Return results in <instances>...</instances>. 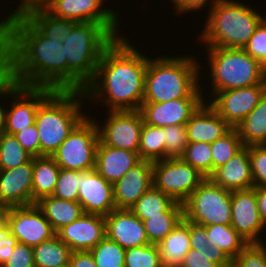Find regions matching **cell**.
<instances>
[{
	"mask_svg": "<svg viewBox=\"0 0 266 267\" xmlns=\"http://www.w3.org/2000/svg\"><path fill=\"white\" fill-rule=\"evenodd\" d=\"M236 129L244 146L263 145L265 143L266 93Z\"/></svg>",
	"mask_w": 266,
	"mask_h": 267,
	"instance_id": "cell-30",
	"label": "cell"
},
{
	"mask_svg": "<svg viewBox=\"0 0 266 267\" xmlns=\"http://www.w3.org/2000/svg\"><path fill=\"white\" fill-rule=\"evenodd\" d=\"M32 157H40V141L36 124L13 135Z\"/></svg>",
	"mask_w": 266,
	"mask_h": 267,
	"instance_id": "cell-49",
	"label": "cell"
},
{
	"mask_svg": "<svg viewBox=\"0 0 266 267\" xmlns=\"http://www.w3.org/2000/svg\"><path fill=\"white\" fill-rule=\"evenodd\" d=\"M192 56L149 58L145 74L143 103H162L202 96L201 65Z\"/></svg>",
	"mask_w": 266,
	"mask_h": 267,
	"instance_id": "cell-4",
	"label": "cell"
},
{
	"mask_svg": "<svg viewBox=\"0 0 266 267\" xmlns=\"http://www.w3.org/2000/svg\"><path fill=\"white\" fill-rule=\"evenodd\" d=\"M1 267H36L33 248L18 242L12 255Z\"/></svg>",
	"mask_w": 266,
	"mask_h": 267,
	"instance_id": "cell-48",
	"label": "cell"
},
{
	"mask_svg": "<svg viewBox=\"0 0 266 267\" xmlns=\"http://www.w3.org/2000/svg\"><path fill=\"white\" fill-rule=\"evenodd\" d=\"M205 27L200 34L206 47L243 49L255 29L265 19L263 15L246 4L223 0L207 14Z\"/></svg>",
	"mask_w": 266,
	"mask_h": 267,
	"instance_id": "cell-6",
	"label": "cell"
},
{
	"mask_svg": "<svg viewBox=\"0 0 266 267\" xmlns=\"http://www.w3.org/2000/svg\"><path fill=\"white\" fill-rule=\"evenodd\" d=\"M138 155L140 159L152 162L165 159L164 129L162 127L143 123Z\"/></svg>",
	"mask_w": 266,
	"mask_h": 267,
	"instance_id": "cell-34",
	"label": "cell"
},
{
	"mask_svg": "<svg viewBox=\"0 0 266 267\" xmlns=\"http://www.w3.org/2000/svg\"><path fill=\"white\" fill-rule=\"evenodd\" d=\"M17 244L18 240L8 231L6 226L0 228V267L12 255Z\"/></svg>",
	"mask_w": 266,
	"mask_h": 267,
	"instance_id": "cell-52",
	"label": "cell"
},
{
	"mask_svg": "<svg viewBox=\"0 0 266 267\" xmlns=\"http://www.w3.org/2000/svg\"><path fill=\"white\" fill-rule=\"evenodd\" d=\"M60 267H71L70 263H67L66 265L60 266Z\"/></svg>",
	"mask_w": 266,
	"mask_h": 267,
	"instance_id": "cell-58",
	"label": "cell"
},
{
	"mask_svg": "<svg viewBox=\"0 0 266 267\" xmlns=\"http://www.w3.org/2000/svg\"><path fill=\"white\" fill-rule=\"evenodd\" d=\"M157 246L163 267H180L191 249L189 220L184 218Z\"/></svg>",
	"mask_w": 266,
	"mask_h": 267,
	"instance_id": "cell-26",
	"label": "cell"
},
{
	"mask_svg": "<svg viewBox=\"0 0 266 267\" xmlns=\"http://www.w3.org/2000/svg\"><path fill=\"white\" fill-rule=\"evenodd\" d=\"M165 140V159L181 157L188 145L186 125L163 127Z\"/></svg>",
	"mask_w": 266,
	"mask_h": 267,
	"instance_id": "cell-43",
	"label": "cell"
},
{
	"mask_svg": "<svg viewBox=\"0 0 266 267\" xmlns=\"http://www.w3.org/2000/svg\"><path fill=\"white\" fill-rule=\"evenodd\" d=\"M140 160L138 152L110 147L99 141L94 169L108 183L115 184Z\"/></svg>",
	"mask_w": 266,
	"mask_h": 267,
	"instance_id": "cell-25",
	"label": "cell"
},
{
	"mask_svg": "<svg viewBox=\"0 0 266 267\" xmlns=\"http://www.w3.org/2000/svg\"><path fill=\"white\" fill-rule=\"evenodd\" d=\"M69 263L71 267H97L90 251L72 252Z\"/></svg>",
	"mask_w": 266,
	"mask_h": 267,
	"instance_id": "cell-54",
	"label": "cell"
},
{
	"mask_svg": "<svg viewBox=\"0 0 266 267\" xmlns=\"http://www.w3.org/2000/svg\"><path fill=\"white\" fill-rule=\"evenodd\" d=\"M120 23L78 22L62 43L68 62V91H84L93 80L105 49L117 38Z\"/></svg>",
	"mask_w": 266,
	"mask_h": 267,
	"instance_id": "cell-3",
	"label": "cell"
},
{
	"mask_svg": "<svg viewBox=\"0 0 266 267\" xmlns=\"http://www.w3.org/2000/svg\"><path fill=\"white\" fill-rule=\"evenodd\" d=\"M265 244H248L232 261V267H266Z\"/></svg>",
	"mask_w": 266,
	"mask_h": 267,
	"instance_id": "cell-45",
	"label": "cell"
},
{
	"mask_svg": "<svg viewBox=\"0 0 266 267\" xmlns=\"http://www.w3.org/2000/svg\"><path fill=\"white\" fill-rule=\"evenodd\" d=\"M13 82L12 20H0V83Z\"/></svg>",
	"mask_w": 266,
	"mask_h": 267,
	"instance_id": "cell-37",
	"label": "cell"
},
{
	"mask_svg": "<svg viewBox=\"0 0 266 267\" xmlns=\"http://www.w3.org/2000/svg\"><path fill=\"white\" fill-rule=\"evenodd\" d=\"M72 250L56 235L33 247L36 267H60L70 261Z\"/></svg>",
	"mask_w": 266,
	"mask_h": 267,
	"instance_id": "cell-32",
	"label": "cell"
},
{
	"mask_svg": "<svg viewBox=\"0 0 266 267\" xmlns=\"http://www.w3.org/2000/svg\"><path fill=\"white\" fill-rule=\"evenodd\" d=\"M181 158L196 168L206 178L212 175V149L211 143H188Z\"/></svg>",
	"mask_w": 266,
	"mask_h": 267,
	"instance_id": "cell-41",
	"label": "cell"
},
{
	"mask_svg": "<svg viewBox=\"0 0 266 267\" xmlns=\"http://www.w3.org/2000/svg\"><path fill=\"white\" fill-rule=\"evenodd\" d=\"M85 99L82 91H53L39 105L35 124L39 133L40 156H52L87 116L81 110Z\"/></svg>",
	"mask_w": 266,
	"mask_h": 267,
	"instance_id": "cell-5",
	"label": "cell"
},
{
	"mask_svg": "<svg viewBox=\"0 0 266 267\" xmlns=\"http://www.w3.org/2000/svg\"><path fill=\"white\" fill-rule=\"evenodd\" d=\"M208 51L211 90L217 92L266 84V67L244 49L206 47Z\"/></svg>",
	"mask_w": 266,
	"mask_h": 267,
	"instance_id": "cell-7",
	"label": "cell"
},
{
	"mask_svg": "<svg viewBox=\"0 0 266 267\" xmlns=\"http://www.w3.org/2000/svg\"><path fill=\"white\" fill-rule=\"evenodd\" d=\"M125 251L117 242L105 237L90 253L97 267H124Z\"/></svg>",
	"mask_w": 266,
	"mask_h": 267,
	"instance_id": "cell-40",
	"label": "cell"
},
{
	"mask_svg": "<svg viewBox=\"0 0 266 267\" xmlns=\"http://www.w3.org/2000/svg\"><path fill=\"white\" fill-rule=\"evenodd\" d=\"M54 1L55 0H22L18 5L19 7L7 17L11 20L25 18L32 12L47 10Z\"/></svg>",
	"mask_w": 266,
	"mask_h": 267,
	"instance_id": "cell-50",
	"label": "cell"
},
{
	"mask_svg": "<svg viewBox=\"0 0 266 267\" xmlns=\"http://www.w3.org/2000/svg\"><path fill=\"white\" fill-rule=\"evenodd\" d=\"M31 159L32 156L13 135L6 133L0 135V170L14 169Z\"/></svg>",
	"mask_w": 266,
	"mask_h": 267,
	"instance_id": "cell-38",
	"label": "cell"
},
{
	"mask_svg": "<svg viewBox=\"0 0 266 267\" xmlns=\"http://www.w3.org/2000/svg\"><path fill=\"white\" fill-rule=\"evenodd\" d=\"M5 226L19 243L32 248L56 235L51 224L36 204L8 208Z\"/></svg>",
	"mask_w": 266,
	"mask_h": 267,
	"instance_id": "cell-12",
	"label": "cell"
},
{
	"mask_svg": "<svg viewBox=\"0 0 266 267\" xmlns=\"http://www.w3.org/2000/svg\"><path fill=\"white\" fill-rule=\"evenodd\" d=\"M212 246H217L233 261L249 244L231 225L213 224L205 226Z\"/></svg>",
	"mask_w": 266,
	"mask_h": 267,
	"instance_id": "cell-31",
	"label": "cell"
},
{
	"mask_svg": "<svg viewBox=\"0 0 266 267\" xmlns=\"http://www.w3.org/2000/svg\"><path fill=\"white\" fill-rule=\"evenodd\" d=\"M244 145L236 128H233L224 137L211 143L212 174L216 169L227 163Z\"/></svg>",
	"mask_w": 266,
	"mask_h": 267,
	"instance_id": "cell-39",
	"label": "cell"
},
{
	"mask_svg": "<svg viewBox=\"0 0 266 267\" xmlns=\"http://www.w3.org/2000/svg\"><path fill=\"white\" fill-rule=\"evenodd\" d=\"M105 0H55L47 11L55 17L76 22L120 23L119 13L108 7Z\"/></svg>",
	"mask_w": 266,
	"mask_h": 267,
	"instance_id": "cell-22",
	"label": "cell"
},
{
	"mask_svg": "<svg viewBox=\"0 0 266 267\" xmlns=\"http://www.w3.org/2000/svg\"><path fill=\"white\" fill-rule=\"evenodd\" d=\"M205 97H187L162 103H142L139 111L144 123L155 127L186 125L205 102Z\"/></svg>",
	"mask_w": 266,
	"mask_h": 267,
	"instance_id": "cell-16",
	"label": "cell"
},
{
	"mask_svg": "<svg viewBox=\"0 0 266 267\" xmlns=\"http://www.w3.org/2000/svg\"><path fill=\"white\" fill-rule=\"evenodd\" d=\"M180 267H232V260L217 246L207 250L190 249Z\"/></svg>",
	"mask_w": 266,
	"mask_h": 267,
	"instance_id": "cell-36",
	"label": "cell"
},
{
	"mask_svg": "<svg viewBox=\"0 0 266 267\" xmlns=\"http://www.w3.org/2000/svg\"><path fill=\"white\" fill-rule=\"evenodd\" d=\"M35 204L42 211L55 232L77 220L84 213L82 205L78 201H68L53 195L43 197Z\"/></svg>",
	"mask_w": 266,
	"mask_h": 267,
	"instance_id": "cell-27",
	"label": "cell"
},
{
	"mask_svg": "<svg viewBox=\"0 0 266 267\" xmlns=\"http://www.w3.org/2000/svg\"><path fill=\"white\" fill-rule=\"evenodd\" d=\"M205 101L186 123L188 142L213 143L233 128Z\"/></svg>",
	"mask_w": 266,
	"mask_h": 267,
	"instance_id": "cell-23",
	"label": "cell"
},
{
	"mask_svg": "<svg viewBox=\"0 0 266 267\" xmlns=\"http://www.w3.org/2000/svg\"><path fill=\"white\" fill-rule=\"evenodd\" d=\"M13 82L68 91V62L61 40L46 38L26 17L12 20Z\"/></svg>",
	"mask_w": 266,
	"mask_h": 267,
	"instance_id": "cell-2",
	"label": "cell"
},
{
	"mask_svg": "<svg viewBox=\"0 0 266 267\" xmlns=\"http://www.w3.org/2000/svg\"><path fill=\"white\" fill-rule=\"evenodd\" d=\"M190 245L193 250H207L211 246V242L206 233V228L189 221Z\"/></svg>",
	"mask_w": 266,
	"mask_h": 267,
	"instance_id": "cell-51",
	"label": "cell"
},
{
	"mask_svg": "<svg viewBox=\"0 0 266 267\" xmlns=\"http://www.w3.org/2000/svg\"><path fill=\"white\" fill-rule=\"evenodd\" d=\"M184 218L203 226L231 225V191L206 178L183 203Z\"/></svg>",
	"mask_w": 266,
	"mask_h": 267,
	"instance_id": "cell-8",
	"label": "cell"
},
{
	"mask_svg": "<svg viewBox=\"0 0 266 267\" xmlns=\"http://www.w3.org/2000/svg\"><path fill=\"white\" fill-rule=\"evenodd\" d=\"M130 210L142 221L147 220V216L160 215L162 212H184L183 204L175 202L154 186L150 187Z\"/></svg>",
	"mask_w": 266,
	"mask_h": 267,
	"instance_id": "cell-29",
	"label": "cell"
},
{
	"mask_svg": "<svg viewBox=\"0 0 266 267\" xmlns=\"http://www.w3.org/2000/svg\"><path fill=\"white\" fill-rule=\"evenodd\" d=\"M56 236L72 252L90 251L106 237L105 216L83 213L77 220L59 229Z\"/></svg>",
	"mask_w": 266,
	"mask_h": 267,
	"instance_id": "cell-17",
	"label": "cell"
},
{
	"mask_svg": "<svg viewBox=\"0 0 266 267\" xmlns=\"http://www.w3.org/2000/svg\"><path fill=\"white\" fill-rule=\"evenodd\" d=\"M266 93V84L217 92L209 105L232 128H237Z\"/></svg>",
	"mask_w": 266,
	"mask_h": 267,
	"instance_id": "cell-14",
	"label": "cell"
},
{
	"mask_svg": "<svg viewBox=\"0 0 266 267\" xmlns=\"http://www.w3.org/2000/svg\"><path fill=\"white\" fill-rule=\"evenodd\" d=\"M80 184V171L60 168L53 196L68 200L78 201V186Z\"/></svg>",
	"mask_w": 266,
	"mask_h": 267,
	"instance_id": "cell-44",
	"label": "cell"
},
{
	"mask_svg": "<svg viewBox=\"0 0 266 267\" xmlns=\"http://www.w3.org/2000/svg\"><path fill=\"white\" fill-rule=\"evenodd\" d=\"M209 1V2H208ZM223 0H171V3L174 4L175 12L180 13H190L191 11L199 10L200 8L203 9L207 5V3H210L211 7H214L217 3Z\"/></svg>",
	"mask_w": 266,
	"mask_h": 267,
	"instance_id": "cell-53",
	"label": "cell"
},
{
	"mask_svg": "<svg viewBox=\"0 0 266 267\" xmlns=\"http://www.w3.org/2000/svg\"><path fill=\"white\" fill-rule=\"evenodd\" d=\"M243 49L266 67V19L255 29L254 34L249 38L247 45Z\"/></svg>",
	"mask_w": 266,
	"mask_h": 267,
	"instance_id": "cell-47",
	"label": "cell"
},
{
	"mask_svg": "<svg viewBox=\"0 0 266 267\" xmlns=\"http://www.w3.org/2000/svg\"><path fill=\"white\" fill-rule=\"evenodd\" d=\"M26 18L46 37L63 41L78 23L73 20L58 18L47 10L30 13Z\"/></svg>",
	"mask_w": 266,
	"mask_h": 267,
	"instance_id": "cell-33",
	"label": "cell"
},
{
	"mask_svg": "<svg viewBox=\"0 0 266 267\" xmlns=\"http://www.w3.org/2000/svg\"><path fill=\"white\" fill-rule=\"evenodd\" d=\"M60 167L51 156L33 157L32 204L53 194Z\"/></svg>",
	"mask_w": 266,
	"mask_h": 267,
	"instance_id": "cell-28",
	"label": "cell"
},
{
	"mask_svg": "<svg viewBox=\"0 0 266 267\" xmlns=\"http://www.w3.org/2000/svg\"><path fill=\"white\" fill-rule=\"evenodd\" d=\"M256 190V197L258 202V209L262 221L266 227V186L254 187Z\"/></svg>",
	"mask_w": 266,
	"mask_h": 267,
	"instance_id": "cell-55",
	"label": "cell"
},
{
	"mask_svg": "<svg viewBox=\"0 0 266 267\" xmlns=\"http://www.w3.org/2000/svg\"><path fill=\"white\" fill-rule=\"evenodd\" d=\"M216 185L229 191L253 188V175L248 146H244L227 163L209 177Z\"/></svg>",
	"mask_w": 266,
	"mask_h": 267,
	"instance_id": "cell-24",
	"label": "cell"
},
{
	"mask_svg": "<svg viewBox=\"0 0 266 267\" xmlns=\"http://www.w3.org/2000/svg\"><path fill=\"white\" fill-rule=\"evenodd\" d=\"M4 108L5 106L2 107V105L0 104V135L4 133L5 126H6L7 109L5 110Z\"/></svg>",
	"mask_w": 266,
	"mask_h": 267,
	"instance_id": "cell-56",
	"label": "cell"
},
{
	"mask_svg": "<svg viewBox=\"0 0 266 267\" xmlns=\"http://www.w3.org/2000/svg\"><path fill=\"white\" fill-rule=\"evenodd\" d=\"M7 208L0 202V228L5 226Z\"/></svg>",
	"mask_w": 266,
	"mask_h": 267,
	"instance_id": "cell-57",
	"label": "cell"
},
{
	"mask_svg": "<svg viewBox=\"0 0 266 267\" xmlns=\"http://www.w3.org/2000/svg\"><path fill=\"white\" fill-rule=\"evenodd\" d=\"M107 112L106 122L103 125L97 122L100 141L110 147L138 152L144 123L141 112Z\"/></svg>",
	"mask_w": 266,
	"mask_h": 267,
	"instance_id": "cell-13",
	"label": "cell"
},
{
	"mask_svg": "<svg viewBox=\"0 0 266 267\" xmlns=\"http://www.w3.org/2000/svg\"><path fill=\"white\" fill-rule=\"evenodd\" d=\"M251 161L253 186H266V147L263 145L248 146Z\"/></svg>",
	"mask_w": 266,
	"mask_h": 267,
	"instance_id": "cell-46",
	"label": "cell"
},
{
	"mask_svg": "<svg viewBox=\"0 0 266 267\" xmlns=\"http://www.w3.org/2000/svg\"><path fill=\"white\" fill-rule=\"evenodd\" d=\"M96 121L86 116L54 152L51 157L60 168L75 171L94 170L100 141Z\"/></svg>",
	"mask_w": 266,
	"mask_h": 267,
	"instance_id": "cell-9",
	"label": "cell"
},
{
	"mask_svg": "<svg viewBox=\"0 0 266 267\" xmlns=\"http://www.w3.org/2000/svg\"><path fill=\"white\" fill-rule=\"evenodd\" d=\"M50 88L26 87L14 82L0 87V97L13 98L6 112L4 133L14 135L35 124L39 105L53 92Z\"/></svg>",
	"mask_w": 266,
	"mask_h": 267,
	"instance_id": "cell-11",
	"label": "cell"
},
{
	"mask_svg": "<svg viewBox=\"0 0 266 267\" xmlns=\"http://www.w3.org/2000/svg\"><path fill=\"white\" fill-rule=\"evenodd\" d=\"M183 219L184 212H162L160 215L147 216L143 222L149 243L161 242Z\"/></svg>",
	"mask_w": 266,
	"mask_h": 267,
	"instance_id": "cell-35",
	"label": "cell"
},
{
	"mask_svg": "<svg viewBox=\"0 0 266 267\" xmlns=\"http://www.w3.org/2000/svg\"><path fill=\"white\" fill-rule=\"evenodd\" d=\"M153 186V162L141 159L113 184L117 209H130Z\"/></svg>",
	"mask_w": 266,
	"mask_h": 267,
	"instance_id": "cell-20",
	"label": "cell"
},
{
	"mask_svg": "<svg viewBox=\"0 0 266 267\" xmlns=\"http://www.w3.org/2000/svg\"><path fill=\"white\" fill-rule=\"evenodd\" d=\"M205 179L181 157L153 162V186L181 204Z\"/></svg>",
	"mask_w": 266,
	"mask_h": 267,
	"instance_id": "cell-10",
	"label": "cell"
},
{
	"mask_svg": "<svg viewBox=\"0 0 266 267\" xmlns=\"http://www.w3.org/2000/svg\"><path fill=\"white\" fill-rule=\"evenodd\" d=\"M124 267H163L157 244L127 249L125 251Z\"/></svg>",
	"mask_w": 266,
	"mask_h": 267,
	"instance_id": "cell-42",
	"label": "cell"
},
{
	"mask_svg": "<svg viewBox=\"0 0 266 267\" xmlns=\"http://www.w3.org/2000/svg\"><path fill=\"white\" fill-rule=\"evenodd\" d=\"M148 60L130 40L117 37L103 52L93 80L83 91L85 97L98 103L103 100L109 111L139 110Z\"/></svg>",
	"mask_w": 266,
	"mask_h": 267,
	"instance_id": "cell-1",
	"label": "cell"
},
{
	"mask_svg": "<svg viewBox=\"0 0 266 267\" xmlns=\"http://www.w3.org/2000/svg\"><path fill=\"white\" fill-rule=\"evenodd\" d=\"M33 157L14 169L0 170V202L8 209L32 205Z\"/></svg>",
	"mask_w": 266,
	"mask_h": 267,
	"instance_id": "cell-21",
	"label": "cell"
},
{
	"mask_svg": "<svg viewBox=\"0 0 266 267\" xmlns=\"http://www.w3.org/2000/svg\"><path fill=\"white\" fill-rule=\"evenodd\" d=\"M106 237L125 250L148 245L144 222L130 209H115L105 216Z\"/></svg>",
	"mask_w": 266,
	"mask_h": 267,
	"instance_id": "cell-19",
	"label": "cell"
},
{
	"mask_svg": "<svg viewBox=\"0 0 266 267\" xmlns=\"http://www.w3.org/2000/svg\"><path fill=\"white\" fill-rule=\"evenodd\" d=\"M231 226L249 243L262 244V221L255 188L231 192Z\"/></svg>",
	"mask_w": 266,
	"mask_h": 267,
	"instance_id": "cell-15",
	"label": "cell"
},
{
	"mask_svg": "<svg viewBox=\"0 0 266 267\" xmlns=\"http://www.w3.org/2000/svg\"><path fill=\"white\" fill-rule=\"evenodd\" d=\"M78 202L84 213L108 215L116 209L113 184L108 183L95 169L80 171Z\"/></svg>",
	"mask_w": 266,
	"mask_h": 267,
	"instance_id": "cell-18",
	"label": "cell"
}]
</instances>
